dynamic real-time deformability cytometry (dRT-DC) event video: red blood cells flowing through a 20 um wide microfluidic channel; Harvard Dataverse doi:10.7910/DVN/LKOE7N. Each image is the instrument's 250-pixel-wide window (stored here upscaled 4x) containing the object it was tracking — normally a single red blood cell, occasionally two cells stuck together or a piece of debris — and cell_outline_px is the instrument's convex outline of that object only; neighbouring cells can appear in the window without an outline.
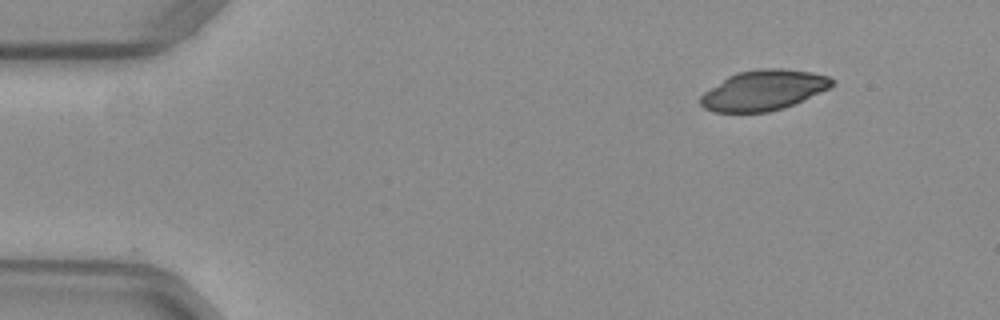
{"species": "common noctule bat (a hibernating species)", "species_latin": "Nyctalus noctula", "temperature_condition": "warm", "stored_images_in_passage": 47, "camera_frame_rate_fps": 3000, "um_per_image_px": 0.085, "animal": {"sex": "female", "body_mass_g": 29.2, "forearm_length_mm": 56.3}, "frame": {"image": 1, "passage_image": 1, "time_ms": 0.0, "image_size_px": [1000, 320], "cell_outline_px": [[836, 80], [828, 88], [804, 100], [784, 108], [768, 112], [712, 112], [704, 108], [700, 104], [700, 96], [704, 92], [728, 76], [736, 72], [756, 68], [784, 68], [812, 72], [828, 76]], "centroid_in_image_um": [64.89, 7.66], "position_along_channel_um": 20.1, "area_um2": 30.98}}